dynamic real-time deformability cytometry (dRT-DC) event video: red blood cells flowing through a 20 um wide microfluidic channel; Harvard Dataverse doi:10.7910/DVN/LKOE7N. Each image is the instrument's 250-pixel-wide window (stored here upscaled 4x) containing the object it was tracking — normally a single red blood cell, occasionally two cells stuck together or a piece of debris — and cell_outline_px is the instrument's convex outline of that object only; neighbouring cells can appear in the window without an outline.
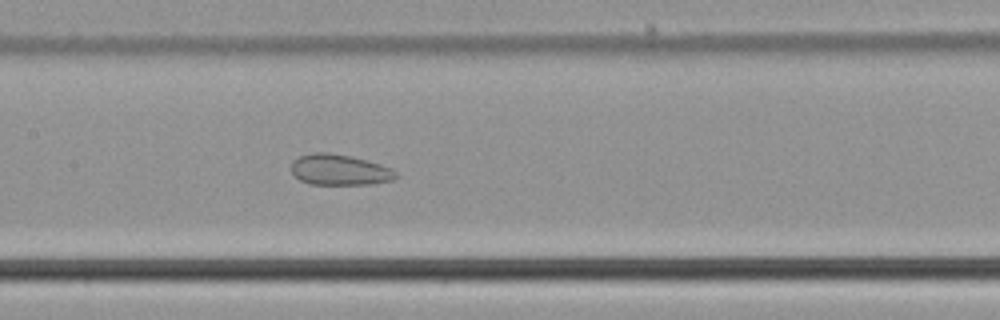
{"species": "common noctule bat (a hibernating species)", "species_latin": "Nyctalus noctula", "temperature_condition": "cold", "stored_images_in_passage": 45, "camera_frame_rate_fps": 3000, "um_per_image_px": 0.085, "animal": {"sex": "male", "body_mass_g": 21.5, "forearm_length_mm": 52.0}, "frame": {"image": 1, "passage_image": 19, "time_ms": 6.0, "image_size_px": [1000, 320], "cell_outline_px": [[400, 176], [396, 180], [372, 184], [308, 184], [300, 180], [292, 172], [292, 160], [300, 156], [312, 152], [328, 152], [352, 156], [380, 164], [392, 168]], "centroid_in_image_um": [28.91, 14.43], "position_along_channel_um": 178.5, "area_um2": 19.02}}
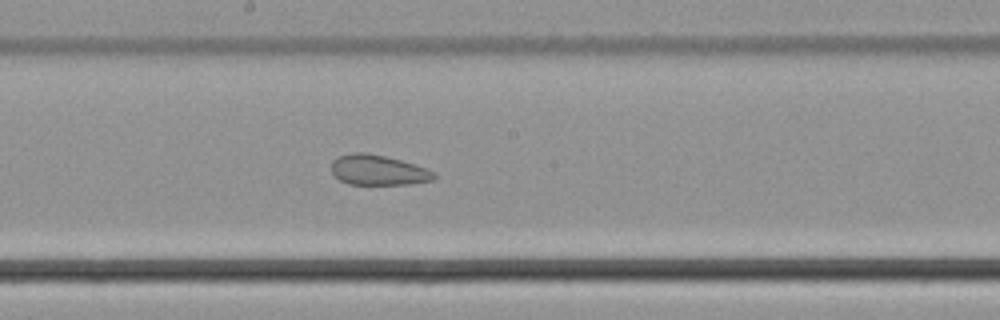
{"frame": {"image": 2, "passage_image": 22, "time_ms": 7.0, "image_size_px": [1000, 320], "cell_outline_px": [[436, 176], [432, 180], [408, 184], [348, 184], [332, 176], [332, 160], [340, 156], [352, 152], [364, 152], [384, 156], [400, 160], [436, 172]], "centroid_in_image_um": [32.1, 14.46], "position_along_channel_um": 216.1, "area_um2": 17.92}}
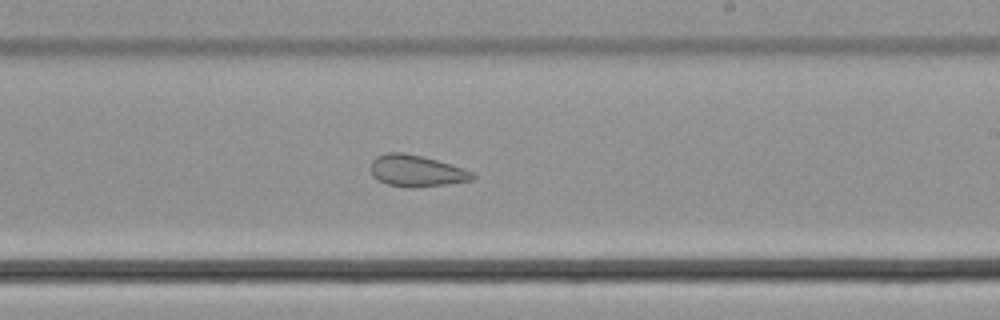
{"frame": {"image": 3, "passage_image": 25, "time_ms": 8.0, "image_size_px": [1000, 320], "cell_outline_px": [[476, 176], [472, 180], [448, 184], [412, 188], [404, 188], [388, 184], [372, 176], [372, 160], [376, 156], [388, 152], [404, 152], [452, 164], [464, 168], [472, 172]], "centroid_in_image_um": [35.41, 14.53], "position_along_channel_um": 253.6, "area_um2": 18.73}}